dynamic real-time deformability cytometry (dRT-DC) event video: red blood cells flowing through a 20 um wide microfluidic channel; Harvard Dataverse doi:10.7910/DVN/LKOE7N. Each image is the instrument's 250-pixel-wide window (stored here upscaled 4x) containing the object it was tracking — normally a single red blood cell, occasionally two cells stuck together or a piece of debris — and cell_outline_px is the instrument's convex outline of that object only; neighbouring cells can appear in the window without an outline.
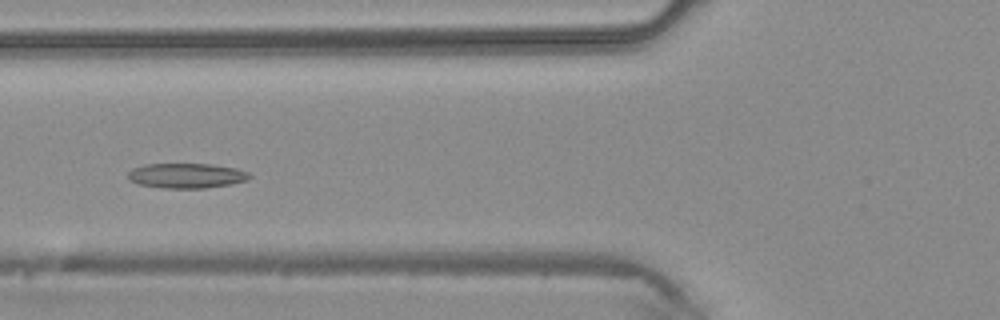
{"species": "common noctule bat (a hibernating species)", "species_latin": "Nyctalus noctula", "temperature_condition": "warm", "stored_images_in_passage": 41, "camera_frame_rate_fps": 3000, "um_per_image_px": 0.085, "animal": {"sex": "male", "body_mass_g": 20.4}, "frame": {"image": 1, "passage_image": 15, "time_ms": 4.667, "image_size_px": [1000, 320], "cell_outline_px": [[252, 176], [248, 180], [232, 184], [204, 188], [164, 188], [140, 184], [128, 180], [128, 172], [132, 168], [144, 164], [212, 164], [236, 168], [248, 172]], "centroid_in_image_um": [15.86, 14.93], "position_along_channel_um": 109.9, "area_um2": 17.74}}
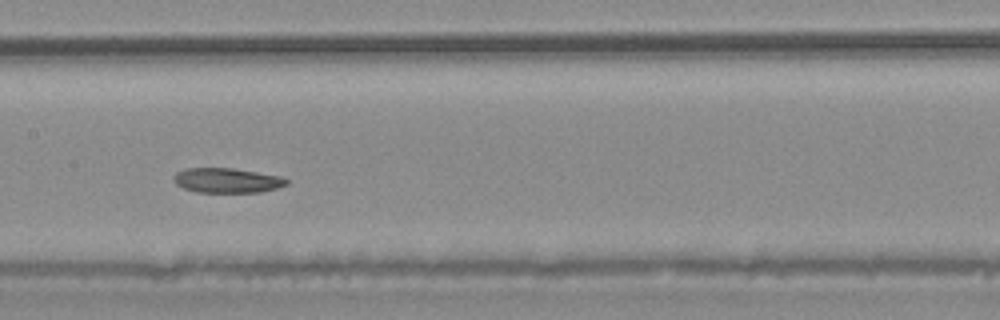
{"frame": {"image": 2, "passage_image": 20, "time_ms": 6.333, "image_size_px": [1000, 320], "cell_outline_px": [[288, 184], [276, 188], [260, 192], [196, 192], [184, 188], [176, 184], [172, 180], [176, 172], [184, 168], [232, 168], [280, 176], [288, 180]], "centroid_in_image_um": [19.26, 15.33], "position_along_channel_um": 188.1, "area_um2": 16.24}}
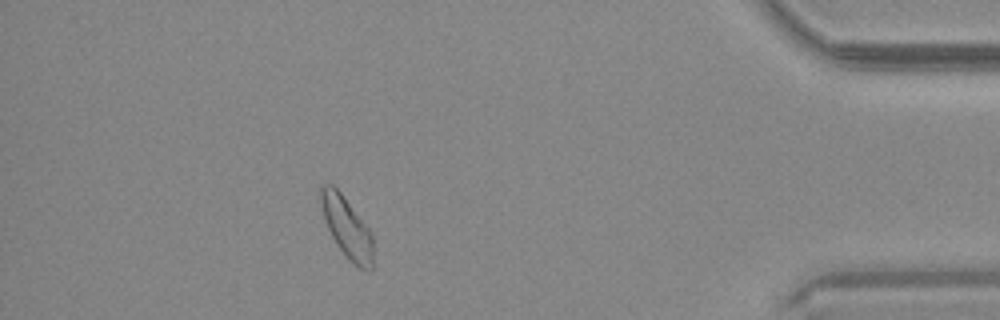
{"frame": {"image": 3, "passage_image": 37, "time_ms": 12.0, "image_size_px": [1000, 320], "cell_outline_px": [[372, 268], [360, 268], [352, 264], [348, 260], [336, 244], [328, 228], [320, 204], [320, 188], [324, 184], [332, 184], [340, 192], [368, 228], [372, 236]], "centroid_in_image_um": [29.46, 19.33], "position_along_channel_um": 405.7, "area_um2": 18.09}}